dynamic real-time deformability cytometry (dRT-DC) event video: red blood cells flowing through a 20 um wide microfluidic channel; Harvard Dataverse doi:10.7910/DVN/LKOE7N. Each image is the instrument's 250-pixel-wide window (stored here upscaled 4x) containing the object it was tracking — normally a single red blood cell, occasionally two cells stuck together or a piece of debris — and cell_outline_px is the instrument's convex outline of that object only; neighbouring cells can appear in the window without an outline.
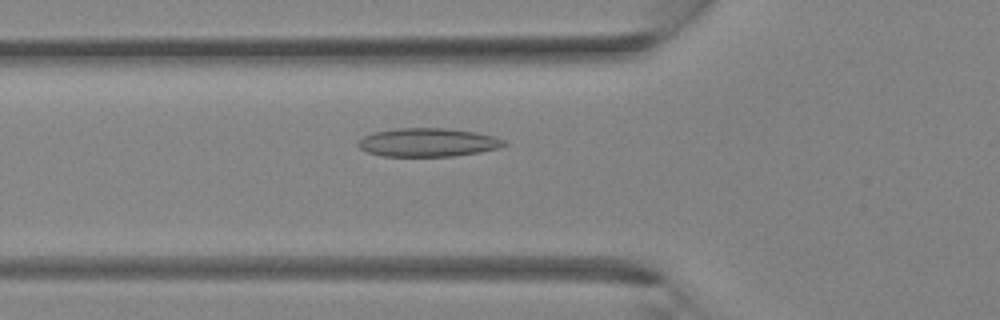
{"species": "Egyptian fruit bat (a non-hibernating species)", "species_latin": "Rousettus aegyptiacus", "temperature_condition": "room temperature", "stored_images_in_passage": 28, "camera_frame_rate_fps": 3000, "um_per_image_px": 0.085, "animal": {"sex": "female"}, "frame": {"image": 1, "passage_image": 4, "time_ms": 1.0, "image_size_px": [1000, 320], "cell_outline_px": [[508, 144], [500, 148], [480, 152], [456, 156], [384, 156], [368, 152], [360, 148], [356, 144], [364, 136], [376, 132], [396, 128], [448, 128], [476, 132], [492, 136], [504, 140]], "centroid_in_image_um": [36.41, 12.1], "position_along_channel_um": 89.4, "area_um2": 24.22}}
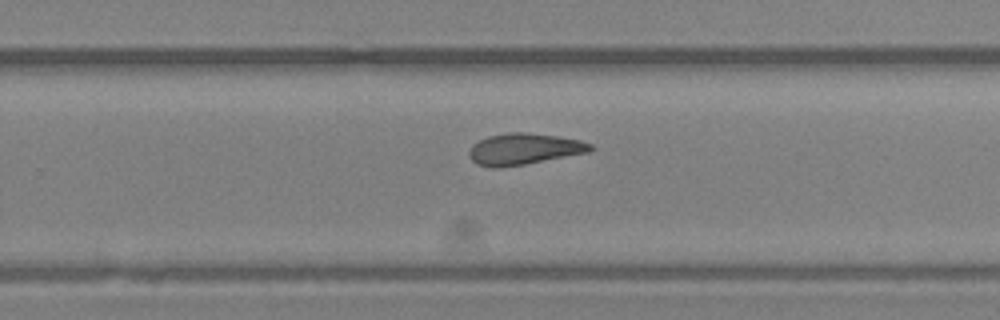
{"frame": {"image": 2, "passage_image": 15, "time_ms": 4.667, "image_size_px": [1000, 320], "cell_outline_px": [[596, 148], [592, 152], [524, 164], [500, 168], [492, 168], [476, 164], [468, 156], [468, 152], [472, 144], [488, 136], [508, 132], [528, 132], [556, 136], [580, 140], [592, 144]], "centroid_in_image_um": [44.55, 12.67], "position_along_channel_um": 285.2, "area_um2": 22.43}}
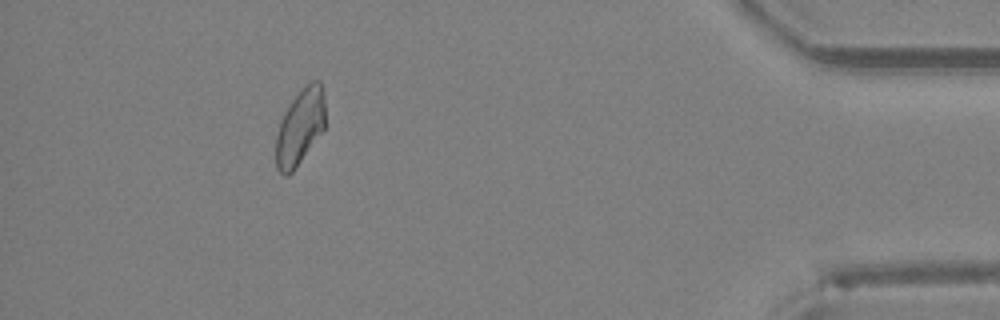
{"frame": {"image": 3, "passage_image": 25, "time_ms": 8.0, "image_size_px": [1000, 320], "cell_outline_px": [[324, 128], [292, 172], [288, 176], [284, 176], [276, 168], [276, 136], [280, 120], [284, 112], [292, 100], [312, 80], [320, 80], [324, 96]], "centroid_in_image_um": [25.48, 10.8], "position_along_channel_um": 409.7, "area_um2": 21.39}}